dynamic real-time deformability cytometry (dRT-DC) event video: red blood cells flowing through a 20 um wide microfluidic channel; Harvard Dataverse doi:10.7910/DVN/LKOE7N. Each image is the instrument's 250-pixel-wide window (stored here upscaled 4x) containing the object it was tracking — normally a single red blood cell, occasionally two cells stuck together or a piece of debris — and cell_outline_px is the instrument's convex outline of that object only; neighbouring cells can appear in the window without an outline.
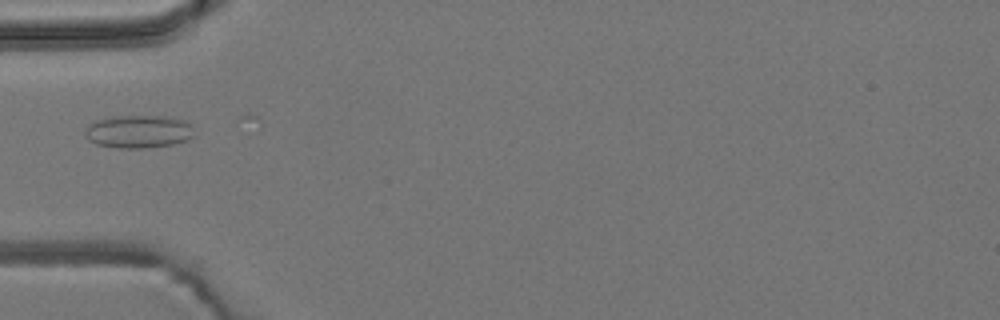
{"species": "common noctule bat (a hibernating species)", "species_latin": "Nyctalus noctula", "temperature_condition": "room temperature", "stored_images_in_passage": 5, "camera_frame_rate_fps": 3000, "um_per_image_px": 0.085, "animal": {"sex": "male", "body_mass_g": 19.2, "forearm_length_mm": 51.8}, "frame": {"image": 1, "passage_image": 5, "time_ms": 1.333, "image_size_px": [1000, 320], "cell_outline_px": [[192, 136], [188, 140], [172, 144], [148, 148], [120, 148], [96, 144], [88, 140], [84, 132], [88, 124], [96, 120], [112, 116], [160, 116], [184, 120], [192, 124]], "centroid_in_image_um": [11.75, 11.18], "position_along_channel_um": 73.3, "area_um2": 20.98}}